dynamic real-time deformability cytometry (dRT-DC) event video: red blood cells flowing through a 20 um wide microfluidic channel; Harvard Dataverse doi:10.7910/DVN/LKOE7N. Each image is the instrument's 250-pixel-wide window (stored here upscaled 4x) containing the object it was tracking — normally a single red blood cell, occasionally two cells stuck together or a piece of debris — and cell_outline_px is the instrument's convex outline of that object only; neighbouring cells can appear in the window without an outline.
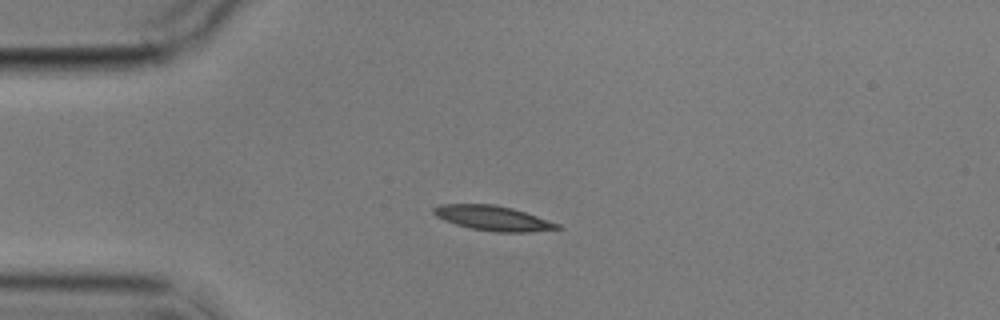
{"species": "common noctule bat (a hibernating species)", "species_latin": "Nyctalus noctula", "temperature_condition": "cold", "stored_images_in_passage": 9, "camera_frame_rate_fps": 3000, "um_per_image_px": 0.085, "animal": {"sex": "male", "body_mass_g": 17.9}, "frame": {"image": 1, "passage_image": 3, "time_ms": 2.333, "image_size_px": [1000, 320], "cell_outline_px": [[564, 228], [528, 232], [496, 232], [472, 228], [456, 224], [444, 220], [436, 216], [432, 212], [432, 208], [440, 204], [496, 204], [512, 208], [560, 224]], "centroid_in_image_um": [41.9, 18.54], "position_along_channel_um": 43.1, "area_um2": 17.8}}
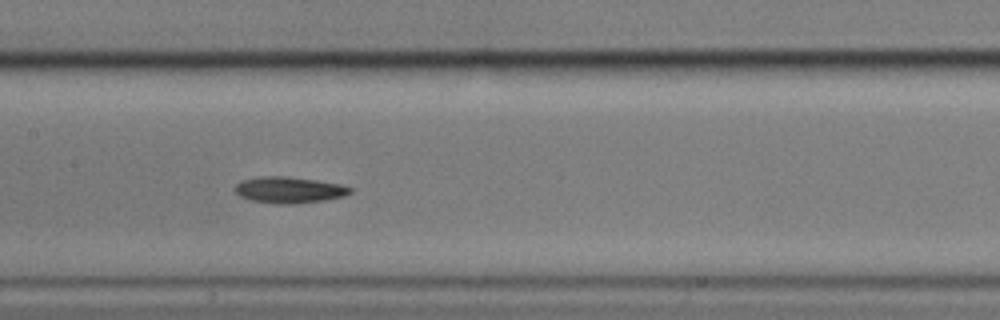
{"frame": {"image": 2, "passage_image": 7, "time_ms": 7.0, "image_size_px": [1000, 320], "cell_outline_px": [[352, 192], [344, 196], [324, 200], [292, 204], [276, 204], [252, 200], [240, 196], [232, 188], [240, 180], [260, 176], [288, 176], [316, 180], [340, 184], [352, 188]], "centroid_in_image_um": [24.54, 16.13], "position_along_channel_um": 182.9, "area_um2": 17.74}}
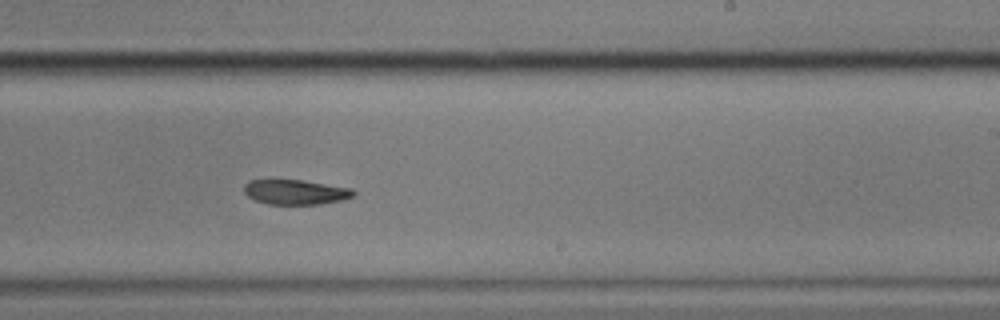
{"frame": {"image": 3, "passage_image": 9, "time_ms": 9.333, "image_size_px": [1000, 320], "cell_outline_px": [[356, 196], [344, 200], [320, 204], [268, 204], [256, 200], [248, 196], [244, 192], [244, 184], [248, 180], [300, 180], [352, 188], [356, 192]], "centroid_in_image_um": [25.16, 16.33], "position_along_channel_um": 263.8, "area_um2": 15.9}}